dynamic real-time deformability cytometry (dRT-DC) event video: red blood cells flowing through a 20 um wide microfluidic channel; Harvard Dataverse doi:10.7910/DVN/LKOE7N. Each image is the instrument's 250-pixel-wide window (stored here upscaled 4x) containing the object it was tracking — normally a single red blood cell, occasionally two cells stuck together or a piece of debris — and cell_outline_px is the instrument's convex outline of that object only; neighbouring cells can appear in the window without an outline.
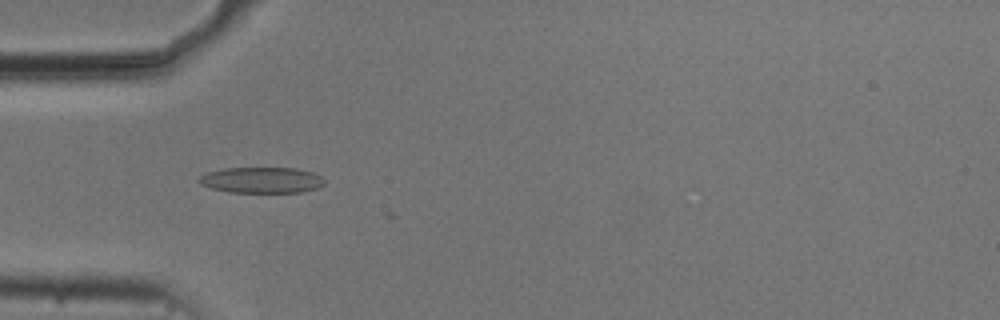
{"species": "common noctule bat (a hibernating species)", "species_latin": "Nyctalus noctula", "temperature_condition": "cold", "stored_images_in_passage": 14, "camera_frame_rate_fps": 3000, "um_per_image_px": 0.085, "animal": {"sex": "male", "body_mass_g": 20.5, "forearm_length_mm": 52.5}, "frame": {"image": 1, "passage_image": 5, "time_ms": 1.333, "image_size_px": [1000, 320], "cell_outline_px": [[324, 184], [316, 188], [300, 192], [228, 192], [212, 188], [200, 184], [196, 180], [200, 176], [208, 172], [224, 168], [296, 168], [312, 172], [320, 176], [324, 180]], "centroid_in_image_um": [22.21, 15.3], "position_along_channel_um": 62.8, "area_um2": 18.84}}
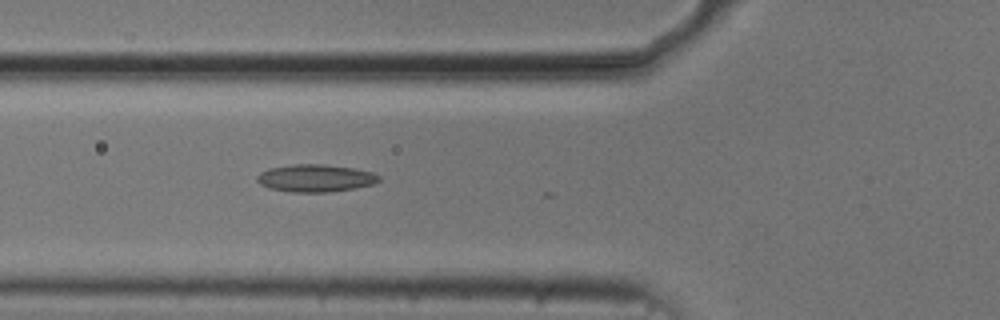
{"frame": {"image": 2, "passage_image": 8, "time_ms": 2.333, "image_size_px": [1000, 320], "cell_outline_px": [[380, 180], [372, 184], [356, 188], [328, 192], [288, 192], [268, 188], [260, 184], [256, 180], [256, 176], [260, 172], [268, 168], [292, 164], [324, 164], [356, 168], [372, 172], [380, 176]], "centroid_in_image_um": [26.78, 15.14], "position_along_channel_um": 99.0, "area_um2": 19.77}}
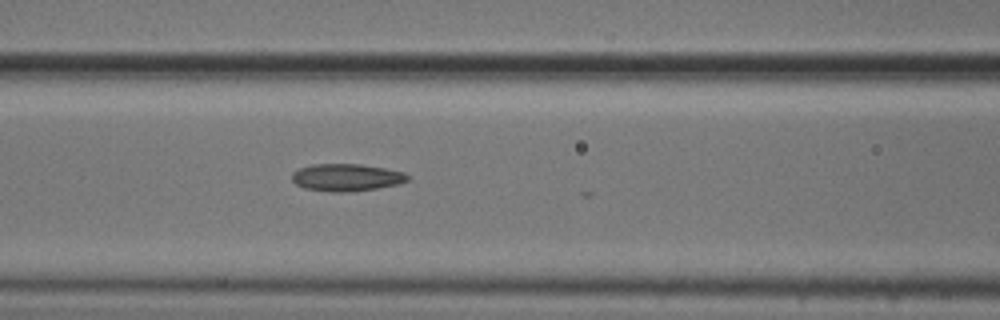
{"frame": {"image": 3, "passage_image": 11, "time_ms": 3.333, "image_size_px": [1000, 320], "cell_outline_px": [[412, 176], [408, 180], [400, 184], [376, 188], [348, 192], [332, 192], [304, 188], [296, 184], [292, 180], [292, 172], [300, 168], [312, 164], [360, 164], [384, 168], [404, 172]], "centroid_in_image_um": [29.47, 15.08], "position_along_channel_um": 137.1, "area_um2": 18.5}}